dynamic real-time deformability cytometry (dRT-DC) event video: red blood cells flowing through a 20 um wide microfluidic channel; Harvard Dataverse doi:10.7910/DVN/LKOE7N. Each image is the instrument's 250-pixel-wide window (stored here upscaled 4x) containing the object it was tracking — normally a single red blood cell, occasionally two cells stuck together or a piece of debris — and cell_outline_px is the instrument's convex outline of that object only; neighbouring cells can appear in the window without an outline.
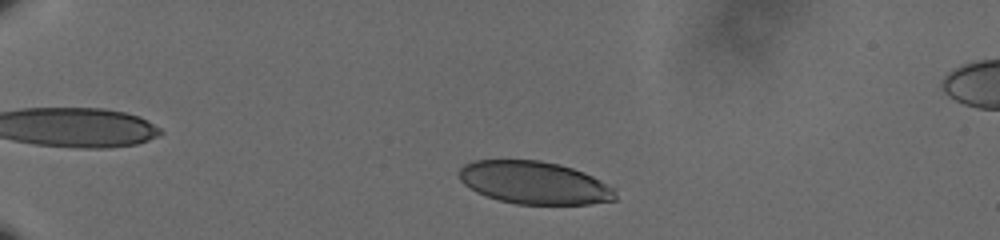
{"species": "human", "species_latin": "Homo sapiens", "temperature_condition": "cold", "stored_images_in_passage": 45, "camera_frame_rate_fps": 3000, "um_per_image_px": 0.085, "donor": {"sex": "male"}, "frame": {"image": 1, "passage_image": 6, "time_ms": 1.667, "image_size_px": [1000, 240], "cell_outline_px": [[616, 200], [588, 204], [516, 204], [500, 200], [476, 192], [464, 184], [460, 180], [456, 172], [464, 164], [472, 160], [540, 160], [560, 164], [584, 172], [616, 188]], "centroid_in_image_um": [45.41, 15.52], "position_along_channel_um": 39.6, "area_um2": 39.13}}
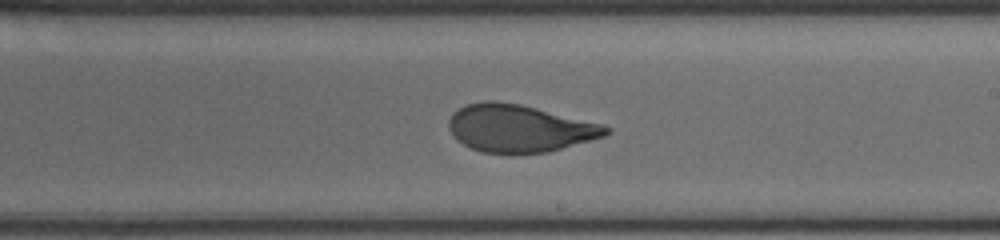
{"frame": {"image": 2, "passage_image": 29, "time_ms": 9.333, "image_size_px": [1000, 240], "cell_outline_px": [[612, 132], [604, 136], [548, 152], [480, 152], [464, 144], [448, 128], [448, 120], [460, 108], [468, 104], [488, 100], [496, 100], [520, 104], [604, 124], [612, 128]], "centroid_in_image_um": [44.2, 10.89], "position_along_channel_um": 244.8, "area_um2": 42.83}}
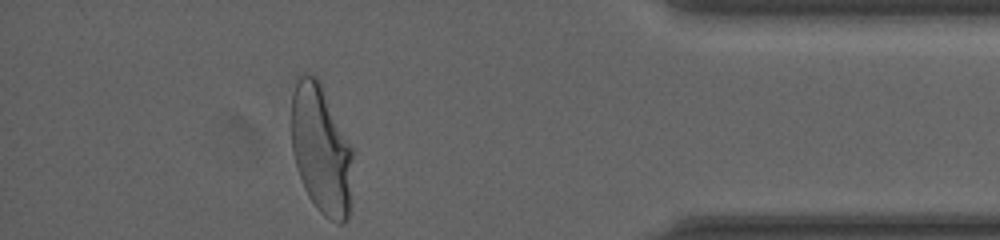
{"frame": {"image": 3, "passage_image": 45, "time_ms": 14.667, "image_size_px": [1000, 240], "cell_outline_px": [[356, 152], [348, 220], [344, 224], [340, 224], [324, 216], [316, 208], [308, 196], [304, 188], [292, 152], [292, 96], [296, 84], [300, 76], [304, 72], [316, 76]], "centroid_in_image_um": [27.36, 12.77], "position_along_channel_um": 407.8, "area_um2": 46.88}, "authors_computed_cell_mechanics": {"area_um2": 43.5234, "velocity_mm_per_s": 3.6021, "shape_relaxation_time_tau1_ms": 6.1907, "shape_relaxation_time_tau2_ms": 0.7698, "deformation_change_tau1": 0.2323, "deformation_change_tau2": 0.0719}}